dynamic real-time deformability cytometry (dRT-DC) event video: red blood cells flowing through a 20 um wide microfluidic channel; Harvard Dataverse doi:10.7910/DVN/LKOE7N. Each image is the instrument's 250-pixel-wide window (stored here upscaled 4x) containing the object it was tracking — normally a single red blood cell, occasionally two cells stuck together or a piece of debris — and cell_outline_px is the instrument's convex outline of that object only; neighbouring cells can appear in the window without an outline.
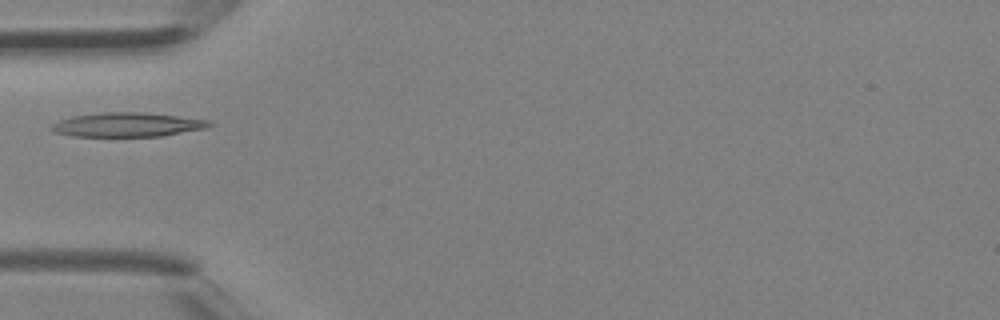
{"species": "Egyptian fruit bat (a non-hibernating species)", "species_latin": "Rousettus aegyptiacus", "temperature_condition": "room temperature", "stored_images_in_passage": 2, "camera_frame_rate_fps": 3000, "um_per_image_px": 0.085, "animal": {"sex": "female"}, "frame": {"image": 1, "passage_image": 2, "time_ms": 0.333, "image_size_px": [1000, 320], "cell_outline_px": [[212, 124], [208, 128], [160, 136], [72, 136], [56, 132], [48, 128], [52, 124], [60, 120], [72, 116], [100, 112], [144, 112], [212, 120]], "centroid_in_image_um": [10.84, 10.59], "position_along_channel_um": 74.2, "area_um2": 22.31}}